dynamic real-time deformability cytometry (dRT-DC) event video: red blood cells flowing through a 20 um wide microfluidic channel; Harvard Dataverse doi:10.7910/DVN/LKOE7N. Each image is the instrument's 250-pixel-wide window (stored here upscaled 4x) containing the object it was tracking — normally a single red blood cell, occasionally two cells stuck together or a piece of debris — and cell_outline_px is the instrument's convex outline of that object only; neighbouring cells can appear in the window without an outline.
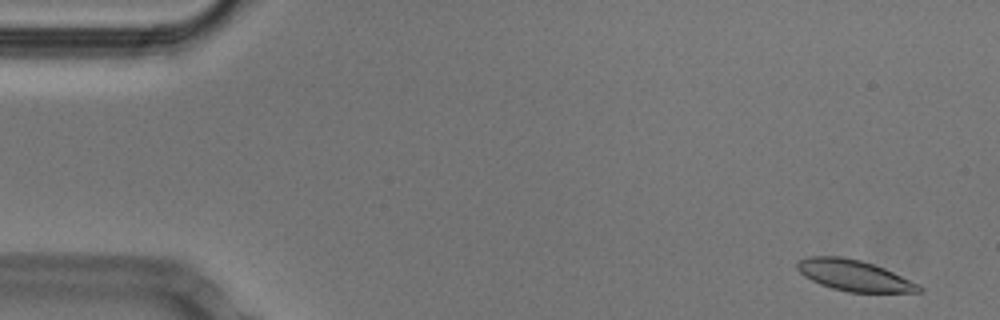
{"species": "Egyptian fruit bat (a non-hibernating species)", "species_latin": "Rousettus aegyptiacus", "temperature_condition": "cold", "stored_images_in_passage": 36, "camera_frame_rate_fps": 3000, "um_per_image_px": 0.085, "animal": {"sex": "male"}, "frame": {"image": 1, "passage_image": 3, "time_ms": 0.667, "image_size_px": [1000, 320], "cell_outline_px": [[924, 292], [848, 292], [832, 288], [820, 284], [804, 276], [796, 268], [796, 264], [800, 260], [808, 256], [840, 256], [860, 260], [884, 268], [920, 284], [924, 288]], "centroid_in_image_um": [72.62, 23.42], "position_along_channel_um": 12.4, "area_um2": 21.96}}
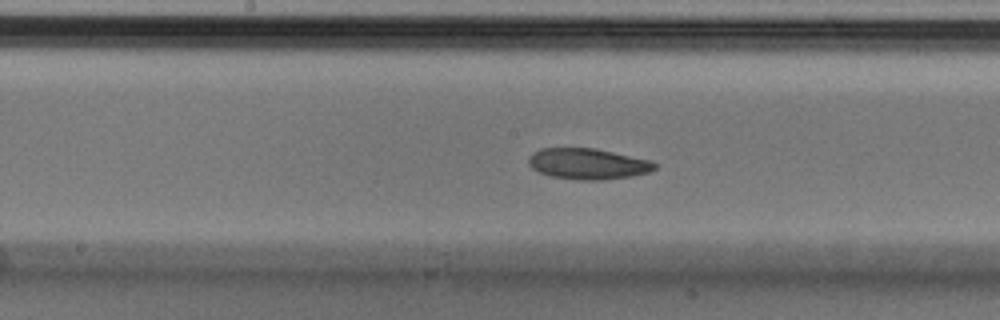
{"frame": {"image": 2, "passage_image": 27, "time_ms": 8.667, "image_size_px": [1000, 320], "cell_outline_px": [[656, 168], [648, 172], [632, 176], [604, 180], [580, 180], [552, 176], [540, 172], [532, 168], [528, 164], [528, 156], [532, 152], [540, 148], [596, 148], [652, 160], [656, 164]], "centroid_in_image_um": [49.97, 13.91], "position_along_channel_um": 198.2, "area_um2": 22.89}}
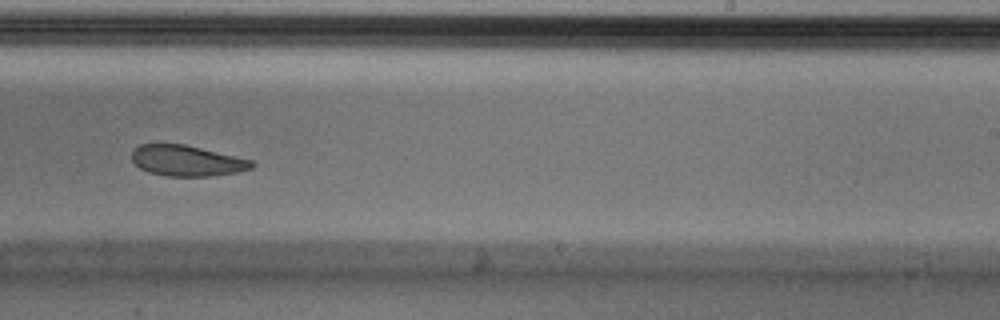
{"frame": {"image": 3, "passage_image": 33, "time_ms": 10.667, "image_size_px": [1000, 320], "cell_outline_px": [[256, 164], [252, 168], [236, 172], [212, 176], [168, 176], [148, 172], [140, 168], [132, 160], [132, 152], [140, 144], [184, 144], [252, 160]], "centroid_in_image_um": [15.89, 13.66], "position_along_channel_um": 273.1, "area_um2": 21.33}}